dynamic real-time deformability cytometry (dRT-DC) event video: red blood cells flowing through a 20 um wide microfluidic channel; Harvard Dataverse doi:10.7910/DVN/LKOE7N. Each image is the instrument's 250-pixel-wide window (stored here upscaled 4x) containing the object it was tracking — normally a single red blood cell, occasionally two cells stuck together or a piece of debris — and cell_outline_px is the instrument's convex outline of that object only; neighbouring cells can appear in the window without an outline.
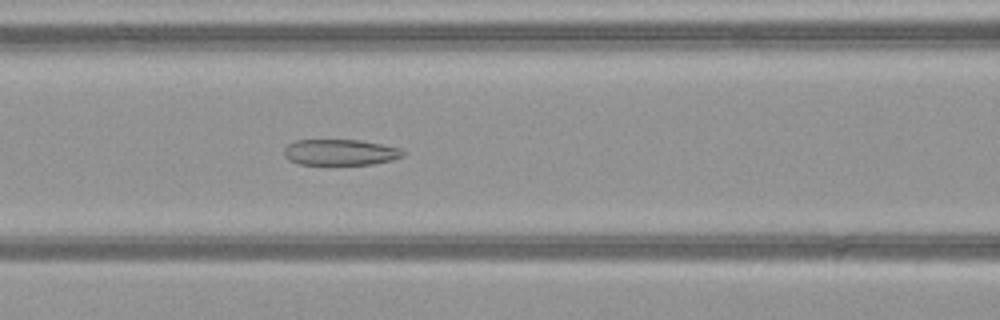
{"species": "common noctule bat (a hibernating species)", "species_latin": "Nyctalus noctula", "temperature_condition": "warm", "stored_images_in_passage": 50, "camera_frame_rate_fps": 3000, "um_per_image_px": 0.085, "animal": {"sex": "female", "body_mass_g": 21.9}, "frame": {"image": 1, "passage_image": 22, "time_ms": 7.0, "image_size_px": [1000, 320], "cell_outline_px": [[408, 152], [404, 156], [392, 160], [372, 164], [296, 164], [288, 160], [284, 156], [284, 148], [288, 144], [296, 140], [360, 140], [400, 148]], "centroid_in_image_um": [28.93, 12.94], "position_along_channel_um": 137.7, "area_um2": 18.09}}
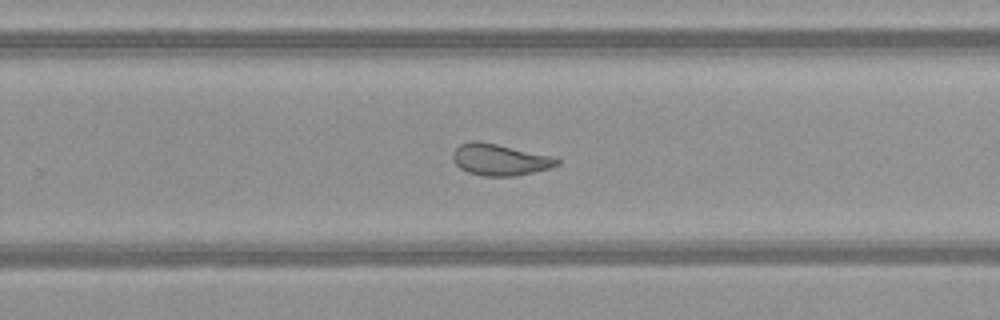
{"frame": {"image": 2, "passage_image": 33, "time_ms": 10.667, "image_size_px": [1000, 320], "cell_outline_px": [[560, 164], [548, 168], [516, 176], [484, 176], [468, 172], [460, 168], [452, 160], [452, 152], [460, 144], [472, 140], [480, 140], [556, 156], [560, 160]], "centroid_in_image_um": [42.49, 13.55], "position_along_channel_um": 287.3, "area_um2": 19.48}}
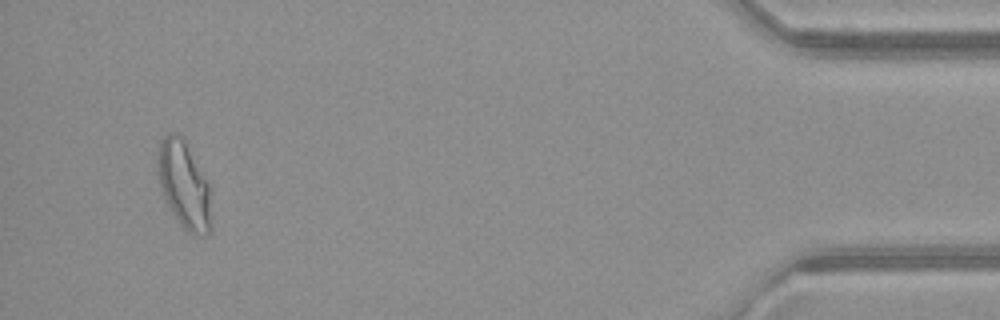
{"frame": {"image": 3, "passage_image": 48, "time_ms": 15.667, "image_size_px": [1000, 320], "cell_outline_px": [[212, 228], [208, 236], [192, 236], [180, 224], [172, 212], [160, 188], [156, 160], [160, 140], [168, 132], [176, 132], [184, 136], [208, 180], [212, 188]], "centroid_in_image_um": [15.7, 15.71], "position_along_channel_um": 419.5, "area_um2": 28.61}, "authors_computed_cell_mechanics": {"area_um2": 23.0622, "velocity_mm_per_s": 4.0908, "shape_relaxation_time_tau1_ms": null, "shape_relaxation_time_tau2_ms": 1.6424, "deformation_change_tau1": null, "deformation_change_tau2": 0.0968}}